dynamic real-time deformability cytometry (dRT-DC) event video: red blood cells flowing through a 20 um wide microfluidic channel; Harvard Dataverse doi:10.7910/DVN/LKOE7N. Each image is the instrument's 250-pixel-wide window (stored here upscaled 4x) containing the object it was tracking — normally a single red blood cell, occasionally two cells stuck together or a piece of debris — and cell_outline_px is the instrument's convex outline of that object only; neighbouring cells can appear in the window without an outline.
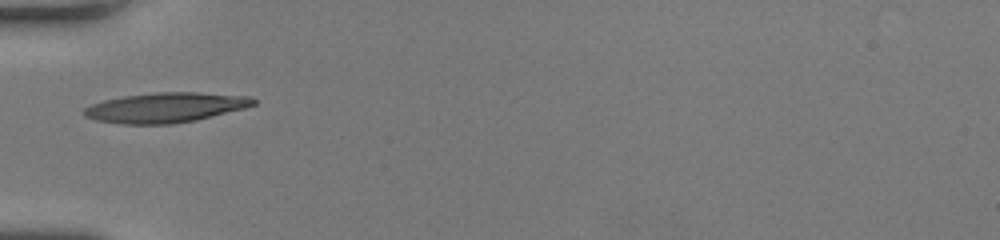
{"species": "human", "species_latin": "Homo sapiens", "temperature_condition": "room temperature", "stored_images_in_passage": 33, "camera_frame_rate_fps": 3000, "um_per_image_px": 0.085, "donor": {"sex": "female"}, "frame": {"image": 1, "passage_image": 1, "time_ms": 0.0, "image_size_px": [1000, 240], "cell_outline_px": [[256, 104], [244, 108], [196, 120], [172, 124], [120, 124], [96, 120], [84, 116], [84, 108], [92, 104], [104, 100], [124, 96], [156, 92], [196, 92], [248, 96], [256, 100]], "centroid_in_image_um": [14.06, 9.14], "position_along_channel_um": 70.9, "area_um2": 29.42}}
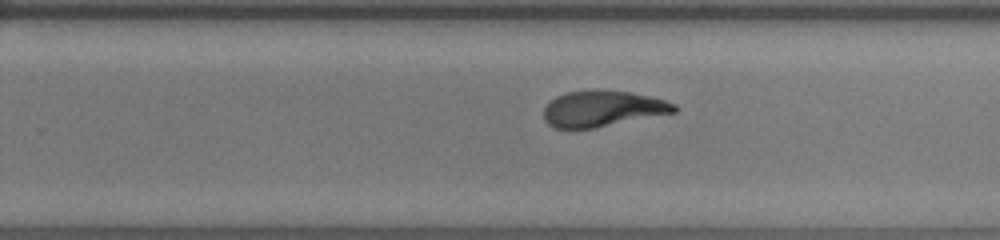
{"frame": {"image": 2, "passage_image": 16, "time_ms": 5.0, "image_size_px": [1000, 240], "cell_outline_px": [[680, 108], [676, 112], [596, 128], [556, 128], [548, 124], [544, 120], [544, 108], [556, 96], [564, 92], [588, 88], [592, 88], [632, 92], [652, 96], [676, 104]], "centroid_in_image_um": [51.24, 9.21], "position_along_channel_um": 278.6, "area_um2": 27.92}}
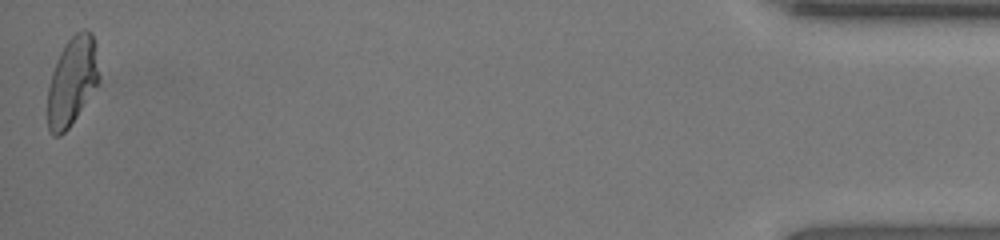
{"frame": {"image": 3, "passage_image": 33, "time_ms": 10.667, "image_size_px": [1000, 240], "cell_outline_px": [[100, 80], [68, 128], [60, 136], [52, 136], [48, 132], [48, 84], [56, 60], [64, 44], [76, 32], [84, 28], [92, 32], [96, 44], [100, 76]], "centroid_in_image_um": [6.13, 6.86], "position_along_channel_um": 429.1, "area_um2": 26.65}, "authors_computed_cell_mechanics": {"area_um2": 28.2064, "velocity_mm_per_s": 4.1903, "shape_relaxation_time_tau1_ms": 6.783, "shape_relaxation_time_tau2_ms": 1.6674, "deformation_change_tau1": 0.2341, "deformation_change_tau2": 0.0846}}